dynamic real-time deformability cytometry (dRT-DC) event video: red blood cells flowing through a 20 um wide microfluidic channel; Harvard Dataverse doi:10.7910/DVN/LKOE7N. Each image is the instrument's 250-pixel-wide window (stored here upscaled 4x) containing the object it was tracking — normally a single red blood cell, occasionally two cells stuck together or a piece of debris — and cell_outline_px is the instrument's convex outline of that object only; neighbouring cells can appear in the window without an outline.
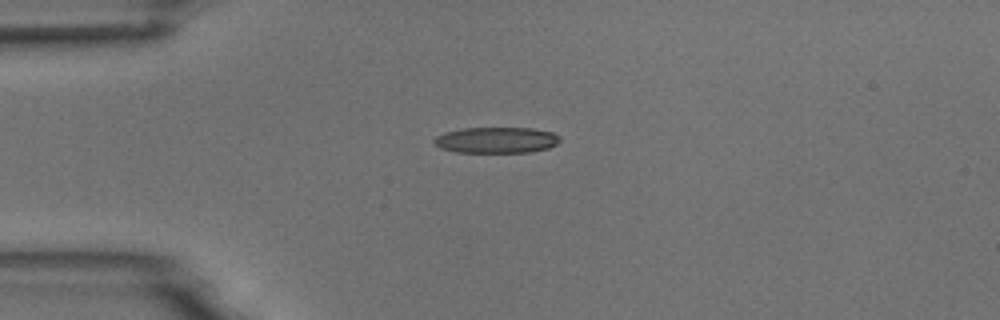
{"species": "common noctule bat (a hibernating species)", "species_latin": "Nyctalus noctula", "temperature_condition": "room temperature", "stored_images_in_passage": 5, "camera_frame_rate_fps": 3000, "um_per_image_px": 0.085, "animal": {"sex": "male", "body_mass_g": 18.8}, "frame": {"image": 1, "passage_image": 1, "time_ms": 0.0, "image_size_px": [1000, 320], "cell_outline_px": [[560, 140], [556, 144], [548, 148], [528, 152], [456, 152], [440, 148], [432, 140], [436, 136], [444, 132], [464, 128], [532, 128], [552, 132], [560, 136]], "centroid_in_image_um": [42.18, 11.9], "position_along_channel_um": 42.8, "area_um2": 19.02}}